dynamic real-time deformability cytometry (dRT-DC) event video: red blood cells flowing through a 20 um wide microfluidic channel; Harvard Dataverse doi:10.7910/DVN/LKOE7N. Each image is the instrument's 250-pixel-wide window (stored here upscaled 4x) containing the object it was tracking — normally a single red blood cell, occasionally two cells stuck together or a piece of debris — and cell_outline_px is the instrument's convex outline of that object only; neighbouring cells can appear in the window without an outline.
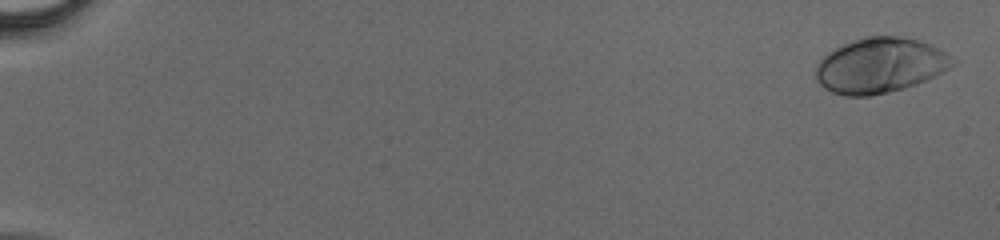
{"species": "human", "species_latin": "Homo sapiens", "temperature_condition": "cold", "stored_images_in_passage": 38, "camera_frame_rate_fps": 3000, "um_per_image_px": 0.085, "donor": {"sex": "male"}, "frame": {"image": 1, "passage_image": 2, "time_ms": 0.333, "image_size_px": [1000, 240], "cell_outline_px": [[956, 64], [916, 84], [904, 88], [888, 92], [868, 96], [844, 96], [832, 92], [824, 88], [816, 80], [816, 64], [828, 52], [844, 44], [864, 36], [900, 36], [916, 40], [928, 44], [944, 52], [956, 60]], "centroid_in_image_um": [74.76, 5.57], "position_along_channel_um": 10.2, "area_um2": 43.52}}
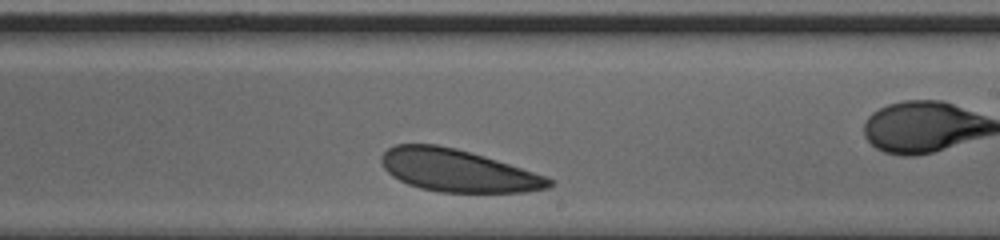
{"frame": {"image": 2, "passage_image": 28, "time_ms": 9.0, "image_size_px": [1000, 240], "cell_outline_px": [[556, 184], [548, 188], [524, 192], [440, 192], [420, 188], [408, 184], [392, 176], [384, 168], [380, 160], [380, 156], [388, 148], [396, 144], [436, 144], [456, 148], [484, 156], [556, 180]], "centroid_in_image_um": [38.89, 14.5], "position_along_channel_um": 250.1, "area_um2": 41.21}}
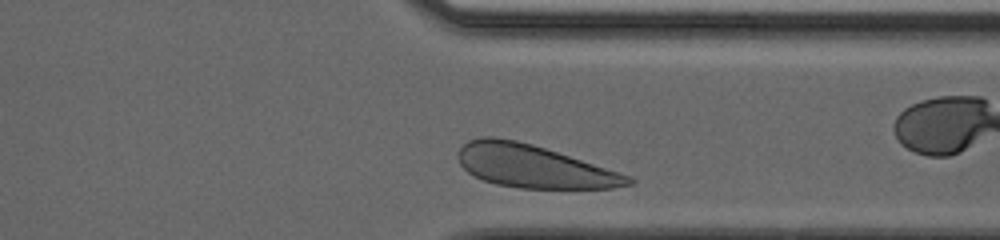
{"frame": {"image": 3, "passage_image": 36, "time_ms": 11.667, "image_size_px": [1000, 240], "cell_outline_px": [[636, 180], [632, 184], [612, 188], [520, 188], [496, 184], [484, 180], [468, 172], [460, 164], [456, 156], [460, 148], [468, 140], [480, 136], [496, 136], [516, 140], [532, 144], [632, 176]], "centroid_in_image_um": [45.33, 14.12], "position_along_channel_um": 366.1, "area_um2": 42.31}}